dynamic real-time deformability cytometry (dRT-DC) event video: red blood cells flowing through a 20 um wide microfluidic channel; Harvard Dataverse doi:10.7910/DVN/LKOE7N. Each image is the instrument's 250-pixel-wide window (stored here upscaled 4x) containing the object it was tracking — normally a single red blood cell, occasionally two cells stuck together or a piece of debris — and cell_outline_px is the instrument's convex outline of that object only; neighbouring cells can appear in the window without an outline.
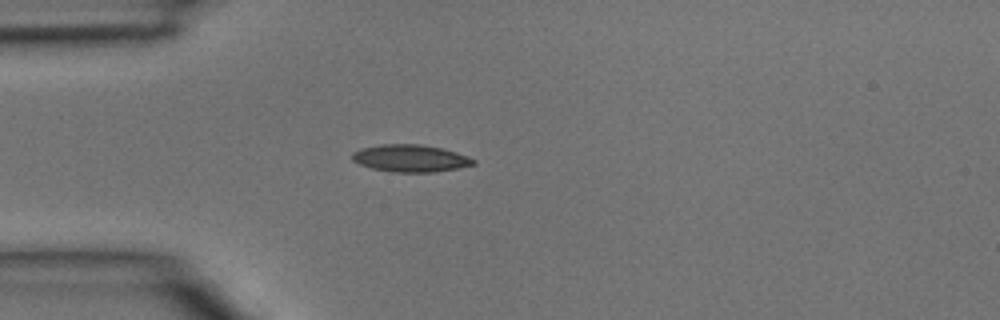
{"species": "common noctule bat (a hibernating species)", "species_latin": "Nyctalus noctula", "temperature_condition": "room temperature", "stored_images_in_passage": 3, "camera_frame_rate_fps": 3000, "um_per_image_px": 0.085, "animal": {"sex": "male", "body_mass_g": 15.6}, "frame": {"image": 1, "passage_image": 3, "time_ms": 0.667, "image_size_px": [1000, 320], "cell_outline_px": [[476, 164], [436, 172], [392, 172], [372, 168], [360, 164], [352, 160], [352, 152], [360, 148], [380, 144], [420, 144], [440, 148], [456, 152], [476, 160]], "centroid_in_image_um": [34.86, 13.45], "position_along_channel_um": 50.1, "area_um2": 19.19}}